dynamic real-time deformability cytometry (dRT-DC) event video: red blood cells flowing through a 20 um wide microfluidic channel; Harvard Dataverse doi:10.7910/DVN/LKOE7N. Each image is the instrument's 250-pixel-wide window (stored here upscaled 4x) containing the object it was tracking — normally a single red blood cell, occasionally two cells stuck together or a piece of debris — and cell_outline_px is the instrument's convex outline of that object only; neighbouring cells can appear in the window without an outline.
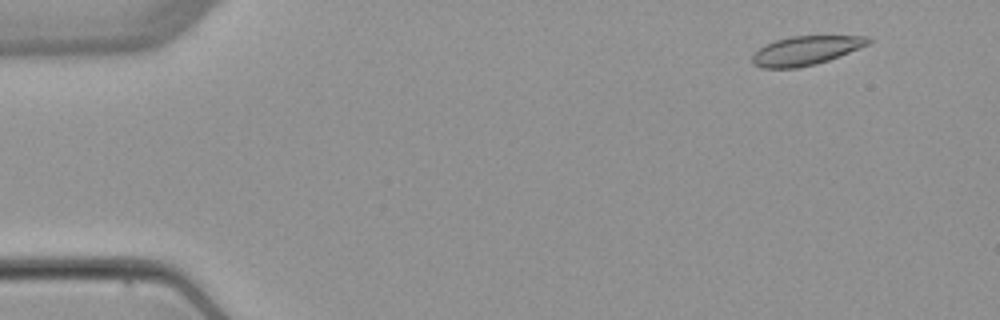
{"species": "common noctule bat (a hibernating species)", "species_latin": "Nyctalus noctula", "temperature_condition": "warm", "stored_images_in_passage": 8, "camera_frame_rate_fps": 3000, "um_per_image_px": 0.085, "animal": {"sex": "female", "body_mass_g": 22.7, "forearm_length_mm": 54.2}, "frame": {"image": 1, "passage_image": 2, "time_ms": 1.333, "image_size_px": [1000, 320], "cell_outline_px": [[872, 40], [868, 44], [828, 60], [816, 64], [796, 68], [760, 68], [752, 64], [752, 56], [760, 48], [776, 40], [792, 36], [868, 36]], "centroid_in_image_um": [68.47, 4.3], "position_along_channel_um": 16.5, "area_um2": 19.31}}